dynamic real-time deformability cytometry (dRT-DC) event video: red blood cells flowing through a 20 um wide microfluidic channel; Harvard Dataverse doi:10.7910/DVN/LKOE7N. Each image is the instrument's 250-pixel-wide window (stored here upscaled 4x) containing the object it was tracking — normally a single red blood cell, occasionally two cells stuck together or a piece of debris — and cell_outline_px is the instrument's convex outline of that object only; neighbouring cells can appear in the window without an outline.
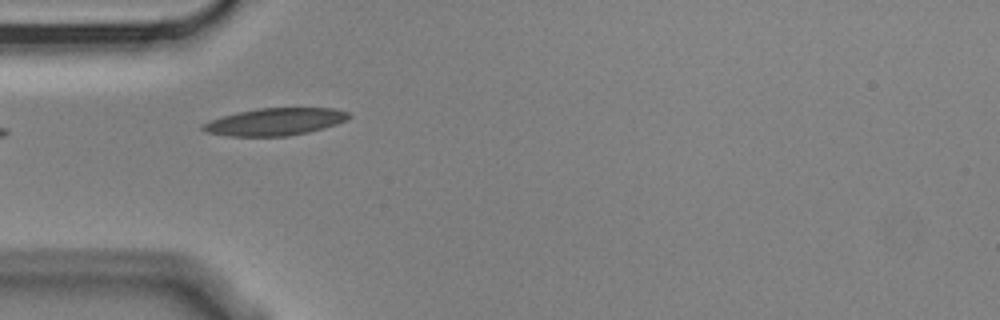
{"species": "Egyptian fruit bat (a non-hibernating species)", "species_latin": "Rousettus aegyptiacus", "temperature_condition": "cold", "stored_images_in_passage": 6, "camera_frame_rate_fps": 3000, "um_per_image_px": 0.085, "animal": {"sex": "male"}, "frame": {"image": 1, "passage_image": 5, "time_ms": 1.333, "image_size_px": [1000, 320], "cell_outline_px": [[352, 116], [348, 120], [324, 128], [308, 132], [288, 136], [228, 136], [204, 132], [200, 128], [200, 124], [236, 112], [260, 108], [336, 108], [348, 112]], "centroid_in_image_um": [23.39, 10.35], "position_along_channel_um": 61.6, "area_um2": 23.35}}
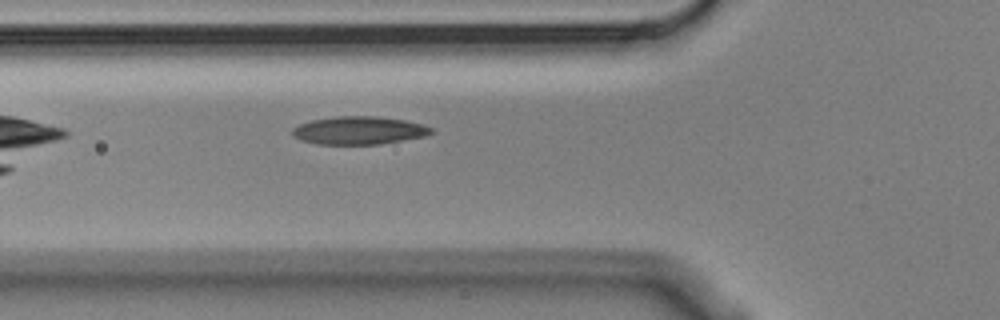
{"frame": {"image": 2, "passage_image": 6, "time_ms": 1.667, "image_size_px": [1000, 320], "cell_outline_px": [[432, 132], [428, 136], [380, 144], [316, 144], [300, 140], [292, 136], [292, 128], [300, 124], [312, 120], [336, 116], [376, 116], [404, 120], [424, 124], [432, 128]], "centroid_in_image_um": [30.52, 11.09], "position_along_channel_um": 95.3, "area_um2": 22.77}}